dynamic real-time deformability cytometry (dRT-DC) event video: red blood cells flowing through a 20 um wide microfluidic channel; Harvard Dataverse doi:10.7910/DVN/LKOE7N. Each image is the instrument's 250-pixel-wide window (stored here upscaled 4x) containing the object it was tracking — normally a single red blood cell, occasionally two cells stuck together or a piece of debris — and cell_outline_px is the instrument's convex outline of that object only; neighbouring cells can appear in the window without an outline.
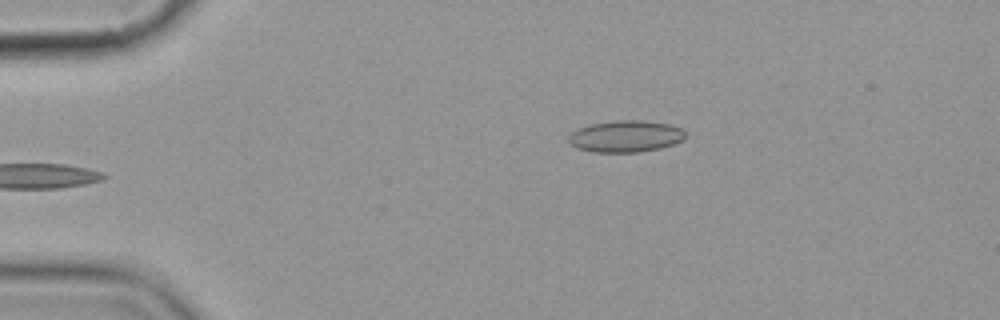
{"species": "common noctule bat (a hibernating species)", "species_latin": "Nyctalus noctula", "temperature_condition": "cold", "stored_images_in_passage": 2, "camera_frame_rate_fps": 3000, "um_per_image_px": 0.085, "animal": {"sex": "female", "body_mass_g": 19.9}, "frame": {"image": 1, "passage_image": 2, "time_ms": 1.333, "image_size_px": [1000, 320], "cell_outline_px": [[684, 140], [660, 148], [636, 152], [592, 152], [576, 148], [568, 140], [568, 136], [572, 132], [580, 128], [592, 124], [616, 120], [640, 120], [668, 124], [680, 128], [684, 132]], "centroid_in_image_um": [53.16, 11.59], "position_along_channel_um": 31.8, "area_um2": 21.33}}